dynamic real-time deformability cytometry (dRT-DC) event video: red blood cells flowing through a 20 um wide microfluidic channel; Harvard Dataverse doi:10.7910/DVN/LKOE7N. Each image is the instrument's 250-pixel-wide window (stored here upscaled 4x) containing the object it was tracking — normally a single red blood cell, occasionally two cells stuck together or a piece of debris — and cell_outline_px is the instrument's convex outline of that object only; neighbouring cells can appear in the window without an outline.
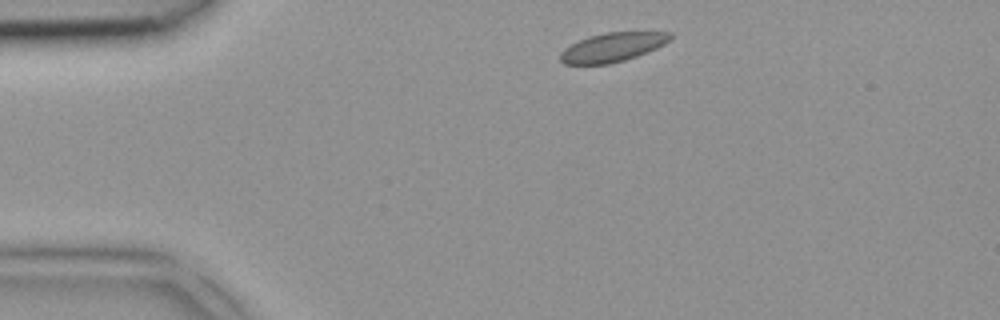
{"species": "common noctule bat (a hibernating species)", "species_latin": "Nyctalus noctula", "temperature_condition": "room temperature", "stored_images_in_passage": 3, "camera_frame_rate_fps": 3000, "um_per_image_px": 0.085, "animal": {"sex": "female", "body_mass_g": 18.4}, "frame": {"image": 1, "passage_image": 1, "time_ms": 0.0, "image_size_px": [1000, 320], "cell_outline_px": [[672, 36], [664, 44], [656, 48], [636, 56], [624, 60], [608, 64], [564, 64], [560, 60], [560, 52], [564, 48], [588, 36], [604, 32], [672, 32]], "centroid_in_image_um": [52.03, 4.01], "position_along_channel_um": 33.0, "area_um2": 18.44}}
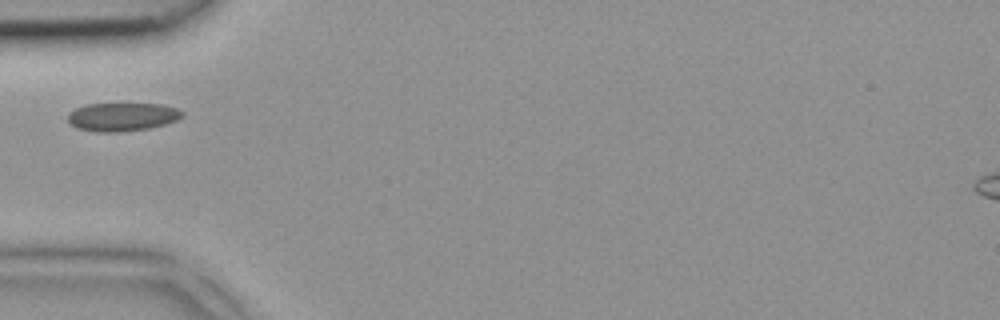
{"frame": {"image": 2, "passage_image": 2, "time_ms": 0.333, "image_size_px": [1000, 320], "cell_outline_px": [[184, 116], [176, 120], [164, 124], [148, 128], [116, 132], [96, 132], [76, 128], [68, 120], [68, 112], [84, 104], [164, 104], [176, 108], [184, 112]], "centroid_in_image_um": [10.38, 9.92], "position_along_channel_um": 74.6, "area_um2": 18.9}}